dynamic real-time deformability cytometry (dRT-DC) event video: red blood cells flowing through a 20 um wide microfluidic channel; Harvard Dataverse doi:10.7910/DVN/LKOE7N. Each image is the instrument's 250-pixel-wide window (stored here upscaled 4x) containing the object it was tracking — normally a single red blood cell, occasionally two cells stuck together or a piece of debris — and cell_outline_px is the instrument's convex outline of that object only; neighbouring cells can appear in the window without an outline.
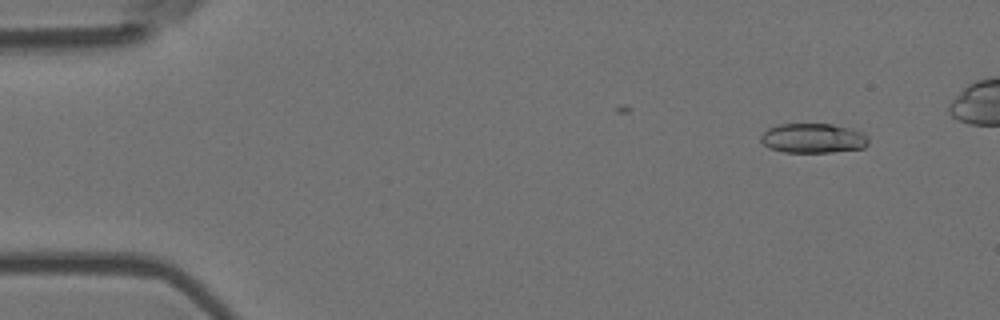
{"species": "Egyptian fruit bat (a non-hibernating species)", "species_latin": "Rousettus aegyptiacus", "temperature_condition": "room temperature", "stored_images_in_passage": 4, "camera_frame_rate_fps": 3000, "um_per_image_px": 0.085, "animal": {"sex": "female"}, "frame": {"image": 1, "passage_image": 1, "time_ms": 0.0, "image_size_px": [1000, 320], "cell_outline_px": [[868, 144], [864, 148], [832, 152], [784, 152], [768, 148], [760, 140], [760, 136], [768, 128], [780, 124], [832, 124], [852, 128], [868, 136]], "centroid_in_image_um": [69.11, 11.75], "position_along_channel_um": 15.9, "area_um2": 18.67}}